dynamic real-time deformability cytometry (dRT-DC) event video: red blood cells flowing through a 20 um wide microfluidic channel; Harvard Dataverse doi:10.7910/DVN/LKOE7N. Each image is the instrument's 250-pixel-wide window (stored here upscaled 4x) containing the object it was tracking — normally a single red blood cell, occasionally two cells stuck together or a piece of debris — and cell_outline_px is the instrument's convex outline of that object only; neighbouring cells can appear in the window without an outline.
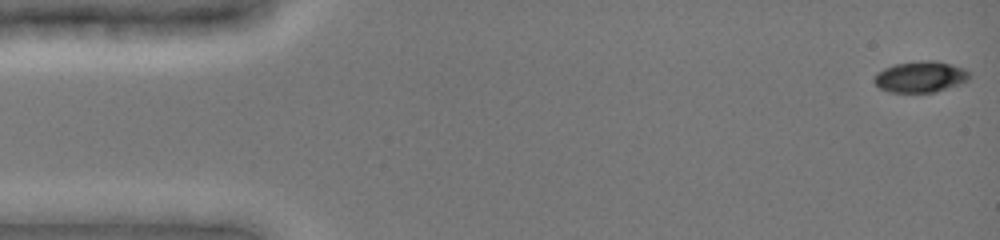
{"species": "common noctule bat (a hibernating species)", "species_latin": "Nyctalus noctula", "temperature_condition": "cold", "stored_images_in_passage": 49, "camera_frame_rate_fps": 3000, "um_per_image_px": 0.085, "animal": {"sex": "female", "body_mass_g": 19.0, "forearm_length_mm": 51.5}, "frame": {"image": 1, "passage_image": 1, "time_ms": 0.0, "image_size_px": [1000, 240], "cell_outline_px": [[972, 76], [968, 80], [960, 84], [936, 92], [888, 92], [880, 88], [872, 80], [876, 72], [884, 68], [896, 64], [920, 60], [932, 60], [952, 64], [964, 68], [972, 72]], "centroid_in_image_um": [78.27, 6.52], "position_along_channel_um": 6.7, "area_um2": 17.57}}
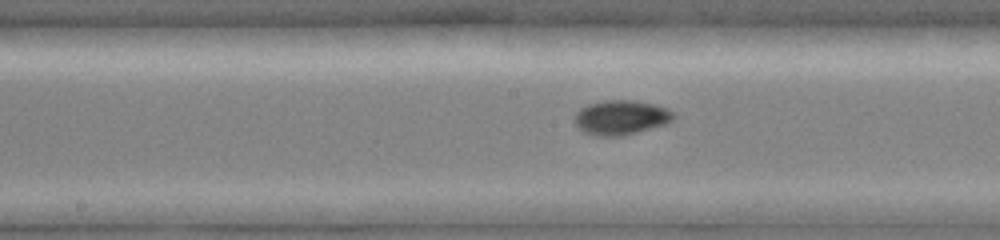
{"frame": {"image": 2, "passage_image": 25, "time_ms": 8.0, "image_size_px": [1000, 240], "cell_outline_px": [[676, 116], [668, 124], [620, 136], [596, 136], [584, 132], [572, 120], [576, 112], [580, 108], [588, 104], [604, 100], [632, 100], [652, 104], [668, 108]], "centroid_in_image_um": [52.77, 9.98], "position_along_channel_um": 195.4, "area_um2": 20.0}}
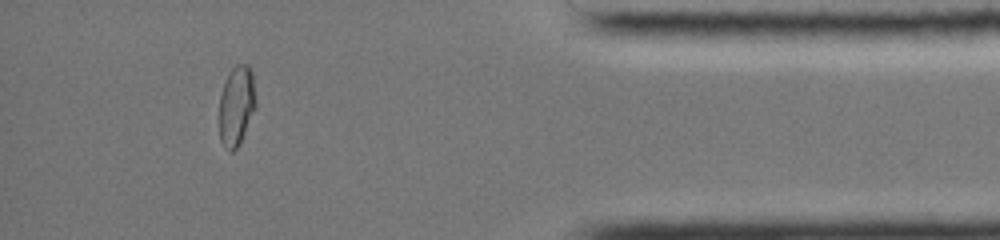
{"frame": {"image": 3, "passage_image": 44, "time_ms": 14.333, "image_size_px": [1000, 240], "cell_outline_px": [[256, 108], [240, 144], [232, 152], [228, 152], [220, 140], [220, 96], [224, 84], [232, 68], [236, 64], [248, 64], [252, 68], [256, 100]], "centroid_in_image_um": [20.13, 8.99], "position_along_channel_um": 415.1, "area_um2": 17.17}, "authors_computed_cell_mechanics": {"area_um2": 17.9758, "velocity_mm_per_s": 3.9308, "shape_relaxation_time_tau1_ms": 8.1667, "shape_relaxation_time_tau2_ms": 1.2397, "deformation_change_tau1": 0.1551, "deformation_change_tau2": 0.0295}}